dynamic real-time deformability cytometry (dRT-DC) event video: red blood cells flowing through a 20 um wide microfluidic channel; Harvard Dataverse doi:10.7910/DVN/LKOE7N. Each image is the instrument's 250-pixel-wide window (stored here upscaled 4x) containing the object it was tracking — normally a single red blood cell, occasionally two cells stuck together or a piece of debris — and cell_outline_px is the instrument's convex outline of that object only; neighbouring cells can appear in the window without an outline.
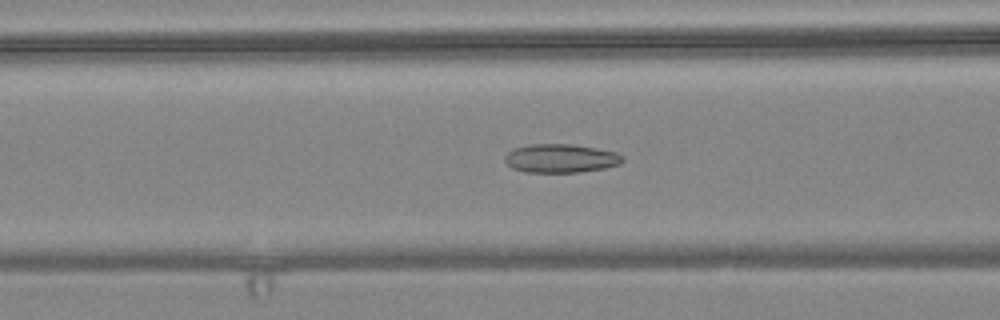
{"species": "common noctule bat (a hibernating species)", "species_latin": "Nyctalus noctula", "temperature_condition": "warm", "stored_images_in_passage": 56, "camera_frame_rate_fps": 3000, "um_per_image_px": 0.085, "animal": {"sex": "female", "body_mass_g": 24.6, "forearm_length_mm": 56.2}, "frame": {"image": 1, "passage_image": 22, "time_ms": 7.0, "image_size_px": [1000, 320], "cell_outline_px": [[624, 160], [620, 164], [604, 168], [580, 172], [524, 172], [512, 168], [504, 160], [504, 156], [512, 148], [528, 144], [572, 144], [596, 148], [616, 152], [624, 156]], "centroid_in_image_um": [47.65, 13.45], "position_along_channel_um": 119.0, "area_um2": 19.83}}
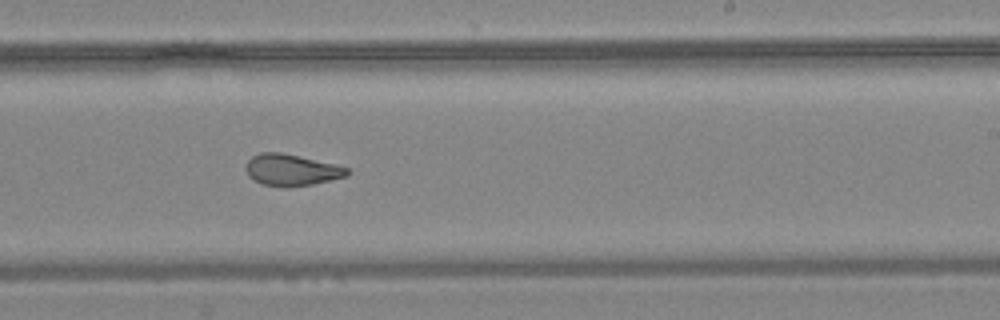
{"frame": {"image": 2, "passage_image": 34, "time_ms": 11.0, "image_size_px": [1000, 320], "cell_outline_px": [[352, 172], [348, 176], [312, 184], [288, 188], [284, 188], [264, 184], [248, 176], [244, 168], [248, 160], [252, 156], [260, 152], [280, 152], [336, 164], [348, 168]], "centroid_in_image_um": [24.79, 14.45], "position_along_channel_um": 264.2, "area_um2": 18.79}}
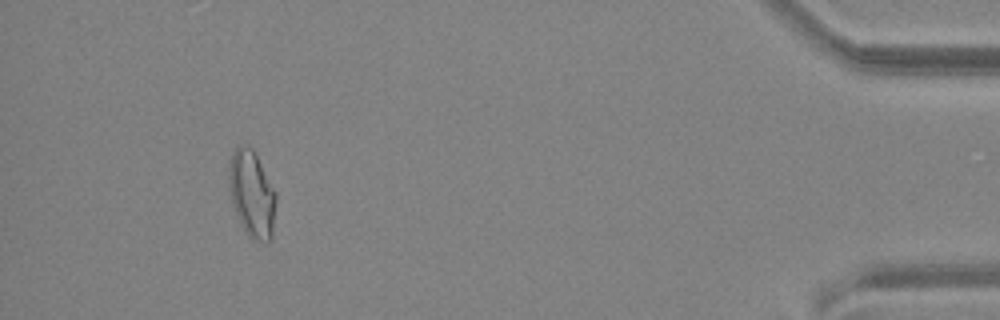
{"frame": {"image": 3, "passage_image": 52, "time_ms": 17.0, "image_size_px": [1000, 320], "cell_outline_px": [[276, 204], [272, 240], [268, 244], [252, 240], [248, 236], [240, 224], [232, 204], [228, 180], [228, 168], [232, 152], [240, 144], [252, 148], [276, 192]], "centroid_in_image_um": [21.41, 16.55], "position_along_channel_um": 413.8, "area_um2": 24.16}, "authors_computed_cell_mechanics": {"area_um2": 20.6924, "velocity_mm_per_s": 3.6406, "shape_relaxation_time_tau1_ms": null, "shape_relaxation_time_tau2_ms": 1.7263, "deformation_change_tau1": null, "deformation_change_tau2": 0.0697}}